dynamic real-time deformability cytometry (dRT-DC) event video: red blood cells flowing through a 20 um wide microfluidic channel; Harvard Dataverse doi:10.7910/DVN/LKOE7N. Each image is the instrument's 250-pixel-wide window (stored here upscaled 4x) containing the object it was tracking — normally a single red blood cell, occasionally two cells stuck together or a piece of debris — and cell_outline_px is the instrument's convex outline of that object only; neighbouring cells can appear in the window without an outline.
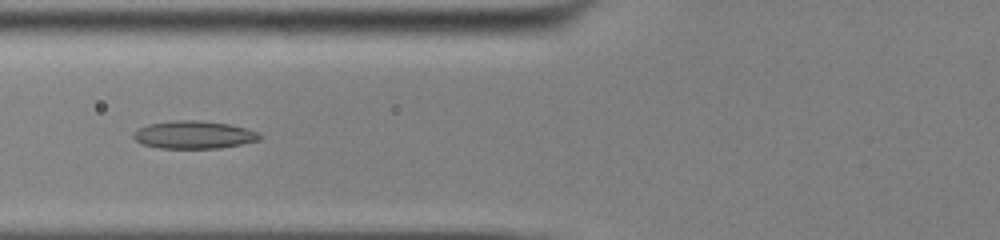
{"species": "common noctule bat (a hibernating species)", "species_latin": "Nyctalus noctula", "temperature_condition": "cold", "stored_images_in_passage": 43, "camera_frame_rate_fps": 3000, "um_per_image_px": 0.085, "animal": {"sex": "male", "body_mass_g": 13.0, "forearm_length_mm": 53.1}, "frame": {"image": 1, "passage_image": 12, "time_ms": 3.667, "image_size_px": [1000, 240], "cell_outline_px": [[264, 136], [260, 140], [220, 148], [160, 148], [140, 144], [132, 136], [132, 132], [148, 124], [176, 120], [200, 120], [228, 124], [248, 128]], "centroid_in_image_um": [16.48, 11.45], "position_along_channel_um": 109.3, "area_um2": 20.52}}
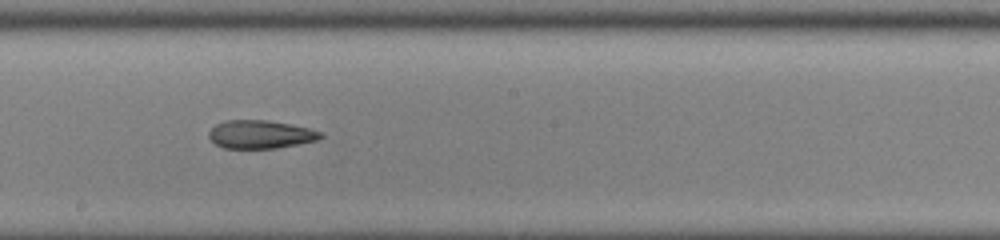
{"frame": {"image": 2, "passage_image": 21, "time_ms": 6.667, "image_size_px": [1000, 240], "cell_outline_px": [[324, 136], [320, 140], [276, 148], [224, 148], [216, 144], [208, 136], [208, 132], [216, 124], [224, 120], [268, 120], [308, 128], [324, 132]], "centroid_in_image_um": [22.17, 11.42], "position_along_channel_um": 226.0, "area_um2": 18.44}}
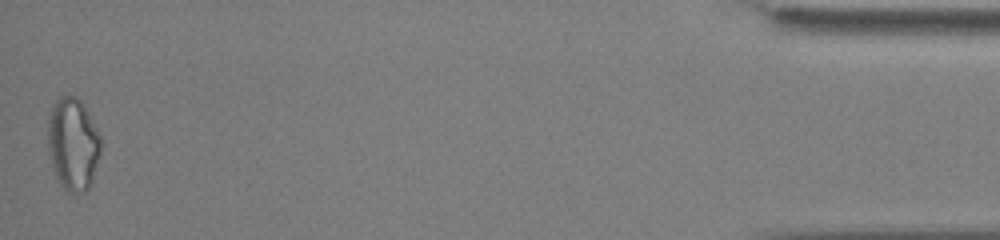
{"frame": {"image": 3, "passage_image": 43, "time_ms": 14.0, "image_size_px": [1000, 240], "cell_outline_px": [[104, 144], [92, 184], [84, 192], [68, 192], [56, 180], [48, 152], [48, 120], [52, 104], [60, 96], [68, 92], [76, 96], [84, 104]], "centroid_in_image_um": [6.22, 12.23], "position_along_channel_um": 429.0, "area_um2": 29.42}, "authors_computed_cell_mechanics": {"area_um2": 20.6346, "velocity_mm_per_s": 3.8908, "shape_relaxation_time_tau1_ms": null, "shape_relaxation_time_tau2_ms": 4.638, "deformation_change_tau1": null, "deformation_change_tau2": 0.1442}}